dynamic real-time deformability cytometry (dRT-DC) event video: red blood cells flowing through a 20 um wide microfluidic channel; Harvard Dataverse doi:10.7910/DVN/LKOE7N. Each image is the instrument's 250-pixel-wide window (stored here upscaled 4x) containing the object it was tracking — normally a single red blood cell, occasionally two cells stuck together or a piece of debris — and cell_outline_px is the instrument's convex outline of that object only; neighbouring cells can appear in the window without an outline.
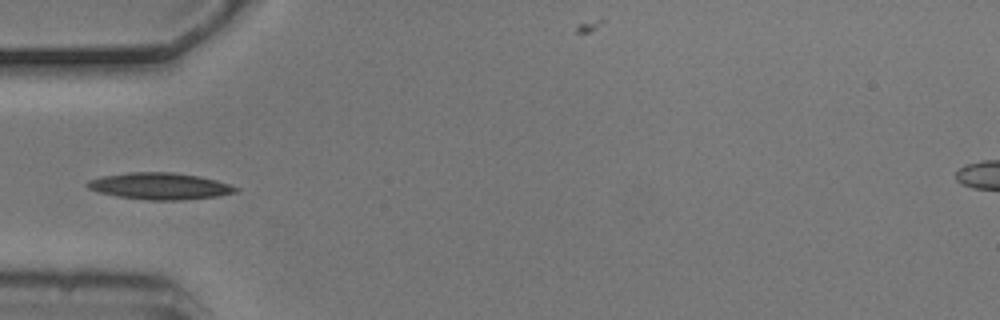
{"species": "common noctule bat (a hibernating species)", "species_latin": "Nyctalus noctula", "temperature_condition": "cold", "stored_images_in_passage": 4, "camera_frame_rate_fps": 3000, "um_per_image_px": 0.085, "animal": {"sex": "male", "body_mass_g": 20.5, "forearm_length_mm": 52.5}, "frame": {"image": 1, "passage_image": 1, "time_ms": 0.0, "image_size_px": [1000, 320], "cell_outline_px": [[240, 188], [236, 192], [220, 196], [184, 200], [148, 200], [116, 196], [100, 192], [88, 188], [84, 184], [88, 180], [104, 176], [128, 172], [172, 172], [200, 176], [216, 180]], "centroid_in_image_um": [13.6, 15.82], "position_along_channel_um": 71.4, "area_um2": 23.12}}
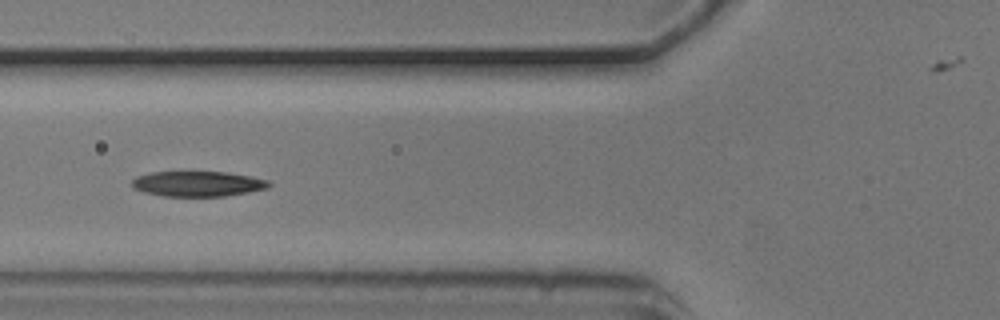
{"frame": {"image": 2, "passage_image": 2, "time_ms": 0.333, "image_size_px": [1000, 320], "cell_outline_px": [[272, 184], [268, 188], [248, 192], [224, 196], [164, 196], [144, 192], [132, 188], [132, 180], [136, 176], [152, 172], [228, 172], [252, 176], [268, 180]], "centroid_in_image_um": [16.82, 15.62], "position_along_channel_um": 109.0, "area_um2": 20.23}}
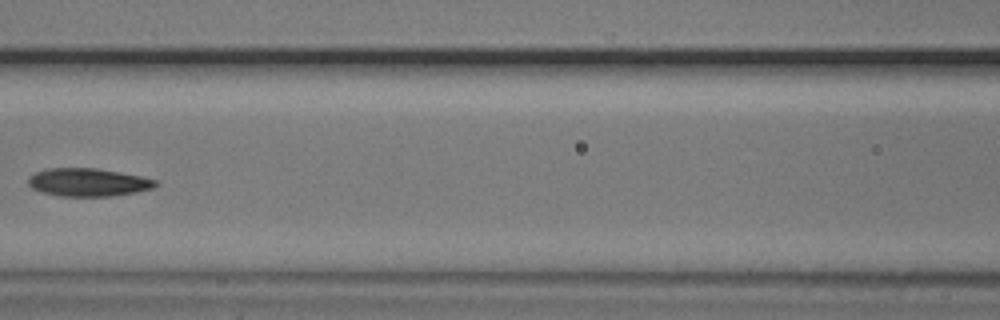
{"frame": {"image": 3, "passage_image": 3, "time_ms": 0.667, "image_size_px": [1000, 320], "cell_outline_px": [[160, 184], [152, 188], [136, 192], [112, 196], [60, 196], [44, 192], [32, 188], [28, 184], [28, 176], [36, 172], [48, 168], [96, 168], [120, 172], [140, 176], [156, 180]], "centroid_in_image_um": [7.49, 15.49], "position_along_channel_um": 159.1, "area_um2": 20.75}}